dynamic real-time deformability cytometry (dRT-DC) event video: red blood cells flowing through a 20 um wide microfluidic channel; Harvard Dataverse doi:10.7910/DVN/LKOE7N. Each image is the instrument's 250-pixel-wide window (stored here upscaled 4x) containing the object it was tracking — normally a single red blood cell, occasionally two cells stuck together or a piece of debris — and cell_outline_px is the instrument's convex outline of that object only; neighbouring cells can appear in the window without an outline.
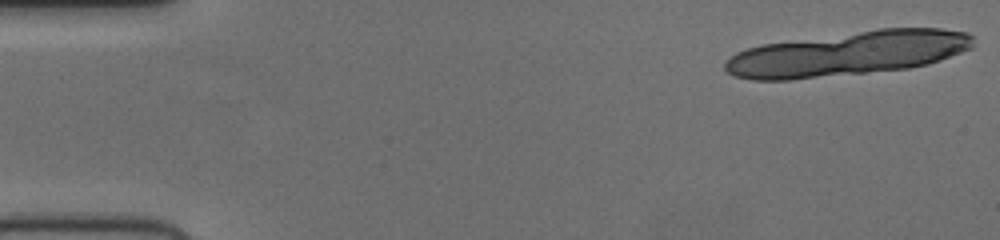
{"species": "human", "species_latin": "Homo sapiens", "temperature_condition": "cold", "stored_images_in_passage": 20, "camera_frame_rate_fps": 3000, "um_per_image_px": 0.085, "donor": {"sex": "female"}, "frame": {"image": 1, "passage_image": 1, "time_ms": 0.0, "image_size_px": [1000, 240], "cell_outline_px": [[972, 48], [924, 64], [908, 68], [788, 80], [752, 80], [732, 76], [724, 68], [724, 64], [736, 52], [760, 44], [880, 28], [940, 28], [968, 32], [972, 36]], "centroid_in_image_um": [72.0, 4.54], "position_along_channel_um": 13.0, "area_um2": 63.7}}
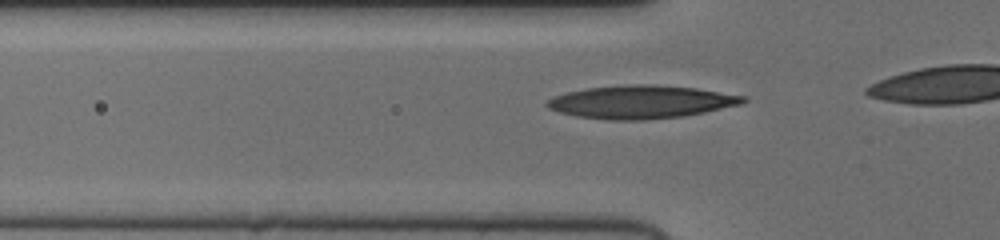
{"frame": {"image": 2, "passage_image": 14, "time_ms": 4.333, "image_size_px": [1000, 240], "cell_outline_px": [[748, 100], [744, 104], [684, 116], [644, 120], [608, 120], [576, 116], [560, 112], [548, 108], [544, 104], [552, 96], [568, 92], [588, 88], [628, 84], [652, 84], [696, 88], [744, 96]], "centroid_in_image_um": [54.49, 8.67], "position_along_channel_um": 71.3, "area_um2": 37.86}}
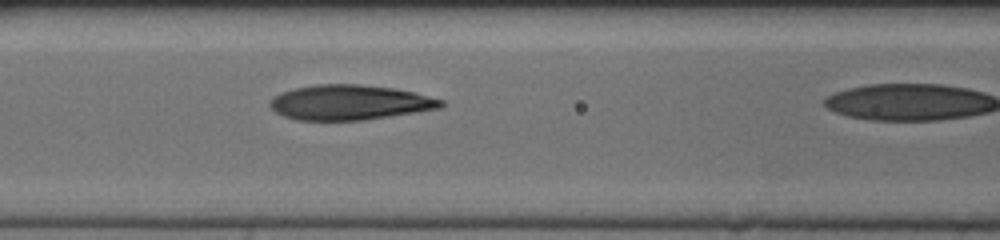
{"frame": {"image": 3, "passage_image": 19, "time_ms": 6.0, "image_size_px": [1000, 240], "cell_outline_px": [[444, 104], [440, 108], [416, 112], [364, 120], [296, 120], [284, 116], [276, 112], [268, 104], [268, 100], [280, 92], [296, 88], [316, 84], [360, 84], [392, 88], [412, 92], [444, 100]], "centroid_in_image_um": [29.68, 8.71], "position_along_channel_um": 136.9, "area_um2": 34.8}}